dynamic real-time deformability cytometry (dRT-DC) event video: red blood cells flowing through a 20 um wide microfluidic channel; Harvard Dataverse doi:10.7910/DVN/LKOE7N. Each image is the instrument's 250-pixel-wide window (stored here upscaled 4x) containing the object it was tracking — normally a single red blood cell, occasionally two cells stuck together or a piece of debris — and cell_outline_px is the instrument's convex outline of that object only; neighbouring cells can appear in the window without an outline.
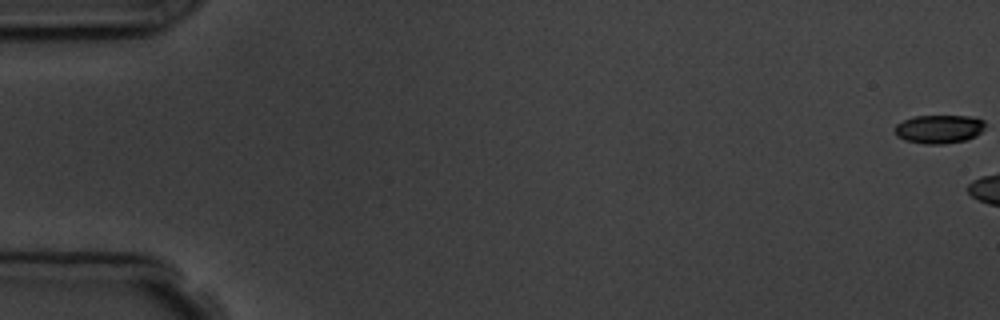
{"species": "common noctule bat (a hibernating species)", "species_latin": "Nyctalus noctula", "temperature_condition": "room temperature", "stored_images_in_passage": 3, "camera_frame_rate_fps": 3000, "um_per_image_px": 0.085, "animal": {"sex": "male", "body_mass_g": 19.5, "forearm_length_mm": 54.6}, "frame": {"image": 1, "passage_image": 1, "time_ms": 0.0, "image_size_px": [1000, 320], "cell_outline_px": [[984, 128], [976, 136], [964, 140], [944, 144], [924, 144], [904, 140], [896, 136], [892, 128], [896, 124], [904, 120], [916, 116], [968, 116], [984, 120]], "centroid_in_image_um": [79.77, 10.97], "position_along_channel_um": 5.2, "area_um2": 15.09}}